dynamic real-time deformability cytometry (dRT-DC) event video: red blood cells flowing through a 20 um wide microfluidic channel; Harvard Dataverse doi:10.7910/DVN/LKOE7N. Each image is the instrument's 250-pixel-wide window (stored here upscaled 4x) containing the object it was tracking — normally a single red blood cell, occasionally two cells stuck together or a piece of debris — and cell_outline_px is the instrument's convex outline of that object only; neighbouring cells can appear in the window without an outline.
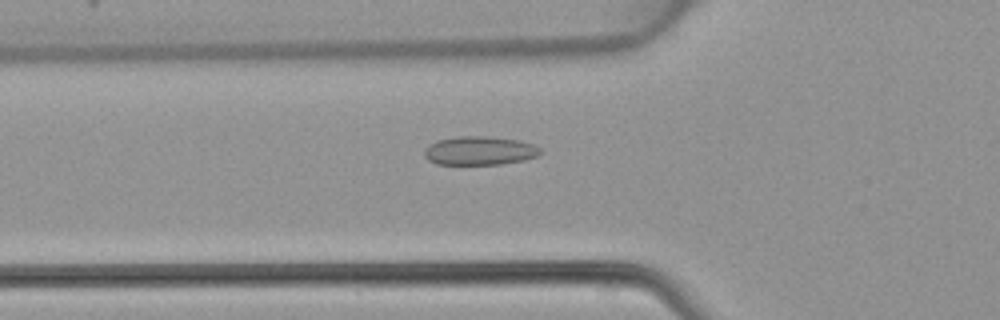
{"species": "common noctule bat (a hibernating species)", "species_latin": "Nyctalus noctula", "temperature_condition": "warm", "stored_images_in_passage": 48, "camera_frame_rate_fps": 3000, "um_per_image_px": 0.085, "animal": {"sex": "female", "body_mass_g": 22.7, "forearm_length_mm": 54.2}, "frame": {"image": 1, "passage_image": 17, "time_ms": 5.333, "image_size_px": [1000, 320], "cell_outline_px": [[544, 152], [536, 156], [524, 160], [500, 164], [436, 164], [428, 160], [424, 156], [424, 152], [428, 144], [436, 140], [456, 136], [488, 136], [520, 140], [532, 144], [540, 148]], "centroid_in_image_um": [40.75, 12.8], "position_along_channel_um": 85.0, "area_um2": 19.59}}
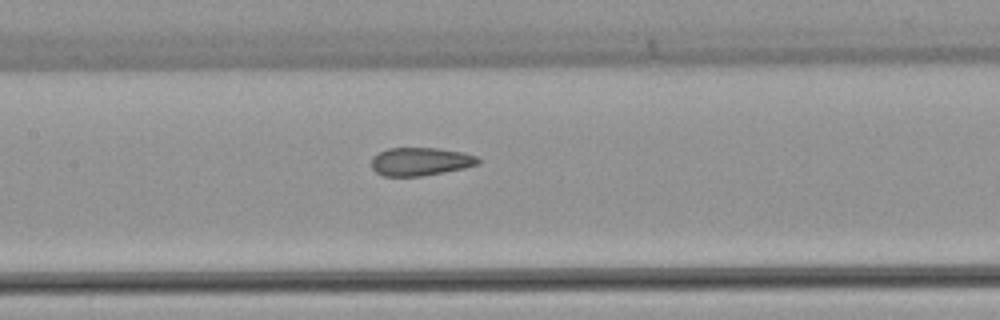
{"frame": {"image": 2, "passage_image": 23, "time_ms": 7.333, "image_size_px": [1000, 320], "cell_outline_px": [[480, 164], [464, 168], [444, 172], [420, 176], [384, 176], [376, 172], [372, 168], [372, 156], [388, 148], [436, 148], [464, 152], [476, 156], [480, 160]], "centroid_in_image_um": [35.75, 13.73], "position_along_channel_um": 171.7, "area_um2": 17.51}}
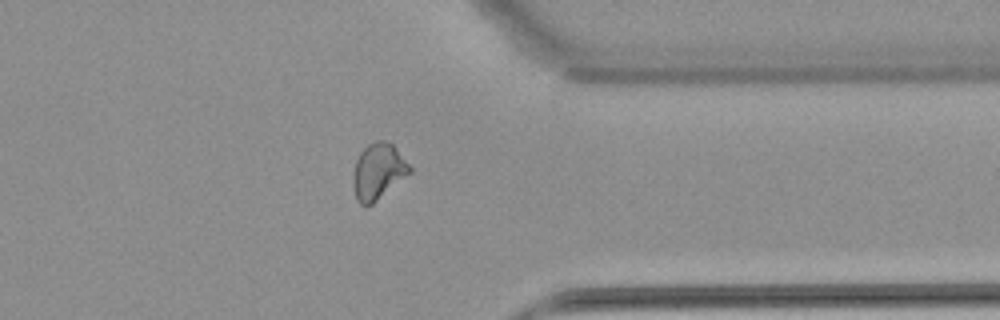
{"frame": {"image": 3, "passage_image": 38, "time_ms": 12.333, "image_size_px": [1000, 320], "cell_outline_px": [[412, 172], [372, 204], [364, 208], [356, 200], [352, 188], [352, 176], [356, 160], [360, 152], [368, 144], [376, 140], [384, 140], [392, 144], [396, 148], [412, 168]], "centroid_in_image_um": [32.11, 14.59], "position_along_channel_um": 379.3, "area_um2": 18.73}}